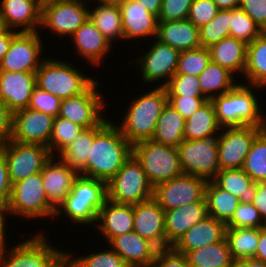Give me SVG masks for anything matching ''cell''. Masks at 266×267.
<instances>
[{"label":"cell","mask_w":266,"mask_h":267,"mask_svg":"<svg viewBox=\"0 0 266 267\" xmlns=\"http://www.w3.org/2000/svg\"><path fill=\"white\" fill-rule=\"evenodd\" d=\"M132 155V145L114 121L105 118L94 127L86 167L80 175L108 183Z\"/></svg>","instance_id":"obj_1"},{"label":"cell","mask_w":266,"mask_h":267,"mask_svg":"<svg viewBox=\"0 0 266 267\" xmlns=\"http://www.w3.org/2000/svg\"><path fill=\"white\" fill-rule=\"evenodd\" d=\"M237 83L231 91L211 100L219 125L266 127V115L261 111L260 100L256 97L257 89L262 87L247 85L244 82L240 84L238 81Z\"/></svg>","instance_id":"obj_2"},{"label":"cell","mask_w":266,"mask_h":267,"mask_svg":"<svg viewBox=\"0 0 266 267\" xmlns=\"http://www.w3.org/2000/svg\"><path fill=\"white\" fill-rule=\"evenodd\" d=\"M153 87V90L133 98L120 120L122 122L116 123L131 145L153 138L158 118L168 103L165 87Z\"/></svg>","instance_id":"obj_3"},{"label":"cell","mask_w":266,"mask_h":267,"mask_svg":"<svg viewBox=\"0 0 266 267\" xmlns=\"http://www.w3.org/2000/svg\"><path fill=\"white\" fill-rule=\"evenodd\" d=\"M106 200V182L79 174L69 195L56 209L55 217L65 214L64 217L79 226L95 227L98 211Z\"/></svg>","instance_id":"obj_4"},{"label":"cell","mask_w":266,"mask_h":267,"mask_svg":"<svg viewBox=\"0 0 266 267\" xmlns=\"http://www.w3.org/2000/svg\"><path fill=\"white\" fill-rule=\"evenodd\" d=\"M44 235L43 231L33 234L11 248L1 245L0 267H65L67 251L52 246Z\"/></svg>","instance_id":"obj_5"},{"label":"cell","mask_w":266,"mask_h":267,"mask_svg":"<svg viewBox=\"0 0 266 267\" xmlns=\"http://www.w3.org/2000/svg\"><path fill=\"white\" fill-rule=\"evenodd\" d=\"M47 57L36 71V86L61 100L84 93L97 80L84 74L67 59Z\"/></svg>","instance_id":"obj_6"},{"label":"cell","mask_w":266,"mask_h":267,"mask_svg":"<svg viewBox=\"0 0 266 267\" xmlns=\"http://www.w3.org/2000/svg\"><path fill=\"white\" fill-rule=\"evenodd\" d=\"M132 155L142 165L153 187L183 174L176 147L143 140L132 145Z\"/></svg>","instance_id":"obj_7"},{"label":"cell","mask_w":266,"mask_h":267,"mask_svg":"<svg viewBox=\"0 0 266 267\" xmlns=\"http://www.w3.org/2000/svg\"><path fill=\"white\" fill-rule=\"evenodd\" d=\"M8 205L11 216L15 218L22 216L23 219L45 220L54 218L56 213V208L50 203L43 188L41 172L12 184Z\"/></svg>","instance_id":"obj_8"},{"label":"cell","mask_w":266,"mask_h":267,"mask_svg":"<svg viewBox=\"0 0 266 267\" xmlns=\"http://www.w3.org/2000/svg\"><path fill=\"white\" fill-rule=\"evenodd\" d=\"M153 193V185L133 155L107 183V199L119 204H138L153 198Z\"/></svg>","instance_id":"obj_9"},{"label":"cell","mask_w":266,"mask_h":267,"mask_svg":"<svg viewBox=\"0 0 266 267\" xmlns=\"http://www.w3.org/2000/svg\"><path fill=\"white\" fill-rule=\"evenodd\" d=\"M218 142L219 133L203 139H184L177 147L183 173L212 181L220 171Z\"/></svg>","instance_id":"obj_10"},{"label":"cell","mask_w":266,"mask_h":267,"mask_svg":"<svg viewBox=\"0 0 266 267\" xmlns=\"http://www.w3.org/2000/svg\"><path fill=\"white\" fill-rule=\"evenodd\" d=\"M89 1L57 0L42 4L41 29L63 39L71 36L89 20Z\"/></svg>","instance_id":"obj_11"},{"label":"cell","mask_w":266,"mask_h":267,"mask_svg":"<svg viewBox=\"0 0 266 267\" xmlns=\"http://www.w3.org/2000/svg\"><path fill=\"white\" fill-rule=\"evenodd\" d=\"M101 80H96L84 93L61 100L58 117H62L81 126L83 129L98 126L107 113L102 114L106 109V100L99 87H102ZM101 85V86H100ZM104 109V110H103Z\"/></svg>","instance_id":"obj_12"},{"label":"cell","mask_w":266,"mask_h":267,"mask_svg":"<svg viewBox=\"0 0 266 267\" xmlns=\"http://www.w3.org/2000/svg\"><path fill=\"white\" fill-rule=\"evenodd\" d=\"M153 41L149 50L140 55L142 57L138 56L134 62L140 67L144 85L160 82L156 87H165L177 71L180 51L156 38H153Z\"/></svg>","instance_id":"obj_13"},{"label":"cell","mask_w":266,"mask_h":267,"mask_svg":"<svg viewBox=\"0 0 266 267\" xmlns=\"http://www.w3.org/2000/svg\"><path fill=\"white\" fill-rule=\"evenodd\" d=\"M41 34L40 31L18 32L0 62V71L36 72L44 61L41 58H45Z\"/></svg>","instance_id":"obj_14"},{"label":"cell","mask_w":266,"mask_h":267,"mask_svg":"<svg viewBox=\"0 0 266 267\" xmlns=\"http://www.w3.org/2000/svg\"><path fill=\"white\" fill-rule=\"evenodd\" d=\"M205 179L182 174L154 187L153 198L164 210H172L184 205L205 200Z\"/></svg>","instance_id":"obj_15"},{"label":"cell","mask_w":266,"mask_h":267,"mask_svg":"<svg viewBox=\"0 0 266 267\" xmlns=\"http://www.w3.org/2000/svg\"><path fill=\"white\" fill-rule=\"evenodd\" d=\"M1 148L6 157L12 184L41 172L44 164L52 156L47 146L19 143L13 140Z\"/></svg>","instance_id":"obj_16"},{"label":"cell","mask_w":266,"mask_h":267,"mask_svg":"<svg viewBox=\"0 0 266 267\" xmlns=\"http://www.w3.org/2000/svg\"><path fill=\"white\" fill-rule=\"evenodd\" d=\"M263 128L266 127H222L218 142L220 170L242 168L253 140Z\"/></svg>","instance_id":"obj_17"},{"label":"cell","mask_w":266,"mask_h":267,"mask_svg":"<svg viewBox=\"0 0 266 267\" xmlns=\"http://www.w3.org/2000/svg\"><path fill=\"white\" fill-rule=\"evenodd\" d=\"M54 117L25 108L13 113V141L49 146Z\"/></svg>","instance_id":"obj_18"},{"label":"cell","mask_w":266,"mask_h":267,"mask_svg":"<svg viewBox=\"0 0 266 267\" xmlns=\"http://www.w3.org/2000/svg\"><path fill=\"white\" fill-rule=\"evenodd\" d=\"M133 217V231L159 250L166 249L165 211L154 198L134 204Z\"/></svg>","instance_id":"obj_19"},{"label":"cell","mask_w":266,"mask_h":267,"mask_svg":"<svg viewBox=\"0 0 266 267\" xmlns=\"http://www.w3.org/2000/svg\"><path fill=\"white\" fill-rule=\"evenodd\" d=\"M41 14L42 4L40 0L0 1V15L9 30L16 32L40 31Z\"/></svg>","instance_id":"obj_20"},{"label":"cell","mask_w":266,"mask_h":267,"mask_svg":"<svg viewBox=\"0 0 266 267\" xmlns=\"http://www.w3.org/2000/svg\"><path fill=\"white\" fill-rule=\"evenodd\" d=\"M41 175L47 198L57 209L69 195L75 178L79 173L75 169L70 168L59 157L51 156L44 164Z\"/></svg>","instance_id":"obj_21"},{"label":"cell","mask_w":266,"mask_h":267,"mask_svg":"<svg viewBox=\"0 0 266 267\" xmlns=\"http://www.w3.org/2000/svg\"><path fill=\"white\" fill-rule=\"evenodd\" d=\"M36 72L0 71V99L14 113L29 106Z\"/></svg>","instance_id":"obj_22"},{"label":"cell","mask_w":266,"mask_h":267,"mask_svg":"<svg viewBox=\"0 0 266 267\" xmlns=\"http://www.w3.org/2000/svg\"><path fill=\"white\" fill-rule=\"evenodd\" d=\"M119 5L124 41L137 38H156L158 18L150 14L137 0H124ZM126 39V40H125Z\"/></svg>","instance_id":"obj_23"},{"label":"cell","mask_w":266,"mask_h":267,"mask_svg":"<svg viewBox=\"0 0 266 267\" xmlns=\"http://www.w3.org/2000/svg\"><path fill=\"white\" fill-rule=\"evenodd\" d=\"M74 44L76 55L82 57L85 61L96 67L106 59L108 53L113 49L112 44L104 37V35L96 28V26L87 20L81 27L71 36Z\"/></svg>","instance_id":"obj_24"},{"label":"cell","mask_w":266,"mask_h":267,"mask_svg":"<svg viewBox=\"0 0 266 267\" xmlns=\"http://www.w3.org/2000/svg\"><path fill=\"white\" fill-rule=\"evenodd\" d=\"M207 216L206 200L165 211L166 249L173 247L187 230Z\"/></svg>","instance_id":"obj_25"},{"label":"cell","mask_w":266,"mask_h":267,"mask_svg":"<svg viewBox=\"0 0 266 267\" xmlns=\"http://www.w3.org/2000/svg\"><path fill=\"white\" fill-rule=\"evenodd\" d=\"M109 242L112 238L133 231V205L119 204L107 199L98 211L95 228Z\"/></svg>","instance_id":"obj_26"},{"label":"cell","mask_w":266,"mask_h":267,"mask_svg":"<svg viewBox=\"0 0 266 267\" xmlns=\"http://www.w3.org/2000/svg\"><path fill=\"white\" fill-rule=\"evenodd\" d=\"M108 244L129 267L154 264L159 250L135 231L114 237Z\"/></svg>","instance_id":"obj_27"},{"label":"cell","mask_w":266,"mask_h":267,"mask_svg":"<svg viewBox=\"0 0 266 267\" xmlns=\"http://www.w3.org/2000/svg\"><path fill=\"white\" fill-rule=\"evenodd\" d=\"M225 233V223L212 216H207L187 230L172 248L176 252L186 255L190 251L222 241Z\"/></svg>","instance_id":"obj_28"},{"label":"cell","mask_w":266,"mask_h":267,"mask_svg":"<svg viewBox=\"0 0 266 267\" xmlns=\"http://www.w3.org/2000/svg\"><path fill=\"white\" fill-rule=\"evenodd\" d=\"M156 39L180 52L201 47L199 28L188 19L158 21Z\"/></svg>","instance_id":"obj_29"},{"label":"cell","mask_w":266,"mask_h":267,"mask_svg":"<svg viewBox=\"0 0 266 267\" xmlns=\"http://www.w3.org/2000/svg\"><path fill=\"white\" fill-rule=\"evenodd\" d=\"M211 62L225 67L234 75L243 76L246 66L247 44L227 36L209 48Z\"/></svg>","instance_id":"obj_30"},{"label":"cell","mask_w":266,"mask_h":267,"mask_svg":"<svg viewBox=\"0 0 266 267\" xmlns=\"http://www.w3.org/2000/svg\"><path fill=\"white\" fill-rule=\"evenodd\" d=\"M95 6L89 7V20L104 35L112 45L113 41L124 40L122 27V17L118 4L94 3ZM92 9V10H91Z\"/></svg>","instance_id":"obj_31"},{"label":"cell","mask_w":266,"mask_h":267,"mask_svg":"<svg viewBox=\"0 0 266 267\" xmlns=\"http://www.w3.org/2000/svg\"><path fill=\"white\" fill-rule=\"evenodd\" d=\"M212 181L238 197L241 203H252L257 191V182L242 168L220 170Z\"/></svg>","instance_id":"obj_32"},{"label":"cell","mask_w":266,"mask_h":267,"mask_svg":"<svg viewBox=\"0 0 266 267\" xmlns=\"http://www.w3.org/2000/svg\"><path fill=\"white\" fill-rule=\"evenodd\" d=\"M243 77L247 85L262 87L261 90L266 88V33L264 31L253 42L247 44Z\"/></svg>","instance_id":"obj_33"},{"label":"cell","mask_w":266,"mask_h":267,"mask_svg":"<svg viewBox=\"0 0 266 267\" xmlns=\"http://www.w3.org/2000/svg\"><path fill=\"white\" fill-rule=\"evenodd\" d=\"M185 119L168 103L160 114L152 140L172 147H178L184 140Z\"/></svg>","instance_id":"obj_34"},{"label":"cell","mask_w":266,"mask_h":267,"mask_svg":"<svg viewBox=\"0 0 266 267\" xmlns=\"http://www.w3.org/2000/svg\"><path fill=\"white\" fill-rule=\"evenodd\" d=\"M236 77L225 67L210 62L198 79L203 95L207 100H212L218 95L231 91L237 85Z\"/></svg>","instance_id":"obj_35"},{"label":"cell","mask_w":266,"mask_h":267,"mask_svg":"<svg viewBox=\"0 0 266 267\" xmlns=\"http://www.w3.org/2000/svg\"><path fill=\"white\" fill-rule=\"evenodd\" d=\"M221 128L217 121L214 105L211 100H208L185 121L184 139H203L220 133Z\"/></svg>","instance_id":"obj_36"},{"label":"cell","mask_w":266,"mask_h":267,"mask_svg":"<svg viewBox=\"0 0 266 267\" xmlns=\"http://www.w3.org/2000/svg\"><path fill=\"white\" fill-rule=\"evenodd\" d=\"M185 256L190 267H234L235 264L226 238L190 251Z\"/></svg>","instance_id":"obj_37"},{"label":"cell","mask_w":266,"mask_h":267,"mask_svg":"<svg viewBox=\"0 0 266 267\" xmlns=\"http://www.w3.org/2000/svg\"><path fill=\"white\" fill-rule=\"evenodd\" d=\"M205 200L209 216L225 224L231 220L240 203L238 197L218 187L213 181L207 182Z\"/></svg>","instance_id":"obj_38"},{"label":"cell","mask_w":266,"mask_h":267,"mask_svg":"<svg viewBox=\"0 0 266 267\" xmlns=\"http://www.w3.org/2000/svg\"><path fill=\"white\" fill-rule=\"evenodd\" d=\"M261 228H226L225 238L233 260L254 258Z\"/></svg>","instance_id":"obj_39"},{"label":"cell","mask_w":266,"mask_h":267,"mask_svg":"<svg viewBox=\"0 0 266 267\" xmlns=\"http://www.w3.org/2000/svg\"><path fill=\"white\" fill-rule=\"evenodd\" d=\"M94 138V128H88L65 147L58 155L70 168L80 173L87 164V158Z\"/></svg>","instance_id":"obj_40"},{"label":"cell","mask_w":266,"mask_h":267,"mask_svg":"<svg viewBox=\"0 0 266 267\" xmlns=\"http://www.w3.org/2000/svg\"><path fill=\"white\" fill-rule=\"evenodd\" d=\"M242 169L254 182L266 181V128L253 140Z\"/></svg>","instance_id":"obj_41"},{"label":"cell","mask_w":266,"mask_h":267,"mask_svg":"<svg viewBox=\"0 0 266 267\" xmlns=\"http://www.w3.org/2000/svg\"><path fill=\"white\" fill-rule=\"evenodd\" d=\"M97 250L95 253L72 257V252H67L66 265L68 267H129L125 261L111 248Z\"/></svg>","instance_id":"obj_42"},{"label":"cell","mask_w":266,"mask_h":267,"mask_svg":"<svg viewBox=\"0 0 266 267\" xmlns=\"http://www.w3.org/2000/svg\"><path fill=\"white\" fill-rule=\"evenodd\" d=\"M84 129L62 117H56L53 121L52 133L48 149L52 156L58 155L69 143H71Z\"/></svg>","instance_id":"obj_43"},{"label":"cell","mask_w":266,"mask_h":267,"mask_svg":"<svg viewBox=\"0 0 266 267\" xmlns=\"http://www.w3.org/2000/svg\"><path fill=\"white\" fill-rule=\"evenodd\" d=\"M230 36V10L220 9L211 22L199 28L201 46L209 48L221 39Z\"/></svg>","instance_id":"obj_44"},{"label":"cell","mask_w":266,"mask_h":267,"mask_svg":"<svg viewBox=\"0 0 266 267\" xmlns=\"http://www.w3.org/2000/svg\"><path fill=\"white\" fill-rule=\"evenodd\" d=\"M263 31L242 9L230 10V36L246 44L253 42Z\"/></svg>","instance_id":"obj_45"},{"label":"cell","mask_w":266,"mask_h":267,"mask_svg":"<svg viewBox=\"0 0 266 267\" xmlns=\"http://www.w3.org/2000/svg\"><path fill=\"white\" fill-rule=\"evenodd\" d=\"M210 62L209 49L203 46L181 51L175 74L194 75L198 77Z\"/></svg>","instance_id":"obj_46"},{"label":"cell","mask_w":266,"mask_h":267,"mask_svg":"<svg viewBox=\"0 0 266 267\" xmlns=\"http://www.w3.org/2000/svg\"><path fill=\"white\" fill-rule=\"evenodd\" d=\"M266 222L252 203H239L226 228H263Z\"/></svg>","instance_id":"obj_47"},{"label":"cell","mask_w":266,"mask_h":267,"mask_svg":"<svg viewBox=\"0 0 266 267\" xmlns=\"http://www.w3.org/2000/svg\"><path fill=\"white\" fill-rule=\"evenodd\" d=\"M168 96L205 97L197 76L175 74L165 86Z\"/></svg>","instance_id":"obj_48"},{"label":"cell","mask_w":266,"mask_h":267,"mask_svg":"<svg viewBox=\"0 0 266 267\" xmlns=\"http://www.w3.org/2000/svg\"><path fill=\"white\" fill-rule=\"evenodd\" d=\"M61 99L35 86L28 108L41 111L56 118L60 111Z\"/></svg>","instance_id":"obj_49"},{"label":"cell","mask_w":266,"mask_h":267,"mask_svg":"<svg viewBox=\"0 0 266 267\" xmlns=\"http://www.w3.org/2000/svg\"><path fill=\"white\" fill-rule=\"evenodd\" d=\"M219 10L213 0H193L187 19L200 28L211 22Z\"/></svg>","instance_id":"obj_50"},{"label":"cell","mask_w":266,"mask_h":267,"mask_svg":"<svg viewBox=\"0 0 266 267\" xmlns=\"http://www.w3.org/2000/svg\"><path fill=\"white\" fill-rule=\"evenodd\" d=\"M193 0H162L158 21L187 19Z\"/></svg>","instance_id":"obj_51"},{"label":"cell","mask_w":266,"mask_h":267,"mask_svg":"<svg viewBox=\"0 0 266 267\" xmlns=\"http://www.w3.org/2000/svg\"><path fill=\"white\" fill-rule=\"evenodd\" d=\"M207 101L205 97L168 96V104L183 116L185 120L189 119Z\"/></svg>","instance_id":"obj_52"},{"label":"cell","mask_w":266,"mask_h":267,"mask_svg":"<svg viewBox=\"0 0 266 267\" xmlns=\"http://www.w3.org/2000/svg\"><path fill=\"white\" fill-rule=\"evenodd\" d=\"M239 8L246 12L262 31L266 30V0H240Z\"/></svg>","instance_id":"obj_53"},{"label":"cell","mask_w":266,"mask_h":267,"mask_svg":"<svg viewBox=\"0 0 266 267\" xmlns=\"http://www.w3.org/2000/svg\"><path fill=\"white\" fill-rule=\"evenodd\" d=\"M154 265L156 267H190L186 256L176 252L172 247L158 250Z\"/></svg>","instance_id":"obj_54"},{"label":"cell","mask_w":266,"mask_h":267,"mask_svg":"<svg viewBox=\"0 0 266 267\" xmlns=\"http://www.w3.org/2000/svg\"><path fill=\"white\" fill-rule=\"evenodd\" d=\"M13 112L0 99V147L12 139Z\"/></svg>","instance_id":"obj_55"},{"label":"cell","mask_w":266,"mask_h":267,"mask_svg":"<svg viewBox=\"0 0 266 267\" xmlns=\"http://www.w3.org/2000/svg\"><path fill=\"white\" fill-rule=\"evenodd\" d=\"M12 183L10 181L8 166L3 149L0 147V200L8 202L11 195Z\"/></svg>","instance_id":"obj_56"},{"label":"cell","mask_w":266,"mask_h":267,"mask_svg":"<svg viewBox=\"0 0 266 267\" xmlns=\"http://www.w3.org/2000/svg\"><path fill=\"white\" fill-rule=\"evenodd\" d=\"M252 204L258 209L266 222V181L257 182V191Z\"/></svg>","instance_id":"obj_57"},{"label":"cell","mask_w":266,"mask_h":267,"mask_svg":"<svg viewBox=\"0 0 266 267\" xmlns=\"http://www.w3.org/2000/svg\"><path fill=\"white\" fill-rule=\"evenodd\" d=\"M7 216H11L8 202H3L0 200V245L8 244L7 235H6L7 234L6 229L8 225L6 223H9V221H6V220L9 219V217Z\"/></svg>","instance_id":"obj_58"},{"label":"cell","mask_w":266,"mask_h":267,"mask_svg":"<svg viewBox=\"0 0 266 267\" xmlns=\"http://www.w3.org/2000/svg\"><path fill=\"white\" fill-rule=\"evenodd\" d=\"M254 258L266 263V226L261 228L259 232V240Z\"/></svg>","instance_id":"obj_59"},{"label":"cell","mask_w":266,"mask_h":267,"mask_svg":"<svg viewBox=\"0 0 266 267\" xmlns=\"http://www.w3.org/2000/svg\"><path fill=\"white\" fill-rule=\"evenodd\" d=\"M18 32L7 29L3 34L0 35V62L2 61V58L7 53L10 42L12 38L17 34Z\"/></svg>","instance_id":"obj_60"},{"label":"cell","mask_w":266,"mask_h":267,"mask_svg":"<svg viewBox=\"0 0 266 267\" xmlns=\"http://www.w3.org/2000/svg\"><path fill=\"white\" fill-rule=\"evenodd\" d=\"M137 1H139V3H141L150 14L155 15L158 18L161 11L162 0H137Z\"/></svg>","instance_id":"obj_61"},{"label":"cell","mask_w":266,"mask_h":267,"mask_svg":"<svg viewBox=\"0 0 266 267\" xmlns=\"http://www.w3.org/2000/svg\"><path fill=\"white\" fill-rule=\"evenodd\" d=\"M234 267H266V263L255 258H246L236 261Z\"/></svg>","instance_id":"obj_62"},{"label":"cell","mask_w":266,"mask_h":267,"mask_svg":"<svg viewBox=\"0 0 266 267\" xmlns=\"http://www.w3.org/2000/svg\"><path fill=\"white\" fill-rule=\"evenodd\" d=\"M219 9H236L239 8L240 0H213Z\"/></svg>","instance_id":"obj_63"},{"label":"cell","mask_w":266,"mask_h":267,"mask_svg":"<svg viewBox=\"0 0 266 267\" xmlns=\"http://www.w3.org/2000/svg\"><path fill=\"white\" fill-rule=\"evenodd\" d=\"M94 2H101V3H111V4H120L124 0H93Z\"/></svg>","instance_id":"obj_64"},{"label":"cell","mask_w":266,"mask_h":267,"mask_svg":"<svg viewBox=\"0 0 266 267\" xmlns=\"http://www.w3.org/2000/svg\"><path fill=\"white\" fill-rule=\"evenodd\" d=\"M8 28L5 25L3 18L0 15V35L3 34Z\"/></svg>","instance_id":"obj_65"},{"label":"cell","mask_w":266,"mask_h":267,"mask_svg":"<svg viewBox=\"0 0 266 267\" xmlns=\"http://www.w3.org/2000/svg\"><path fill=\"white\" fill-rule=\"evenodd\" d=\"M131 267H156L154 264L151 265H141V266H131Z\"/></svg>","instance_id":"obj_66"},{"label":"cell","mask_w":266,"mask_h":267,"mask_svg":"<svg viewBox=\"0 0 266 267\" xmlns=\"http://www.w3.org/2000/svg\"><path fill=\"white\" fill-rule=\"evenodd\" d=\"M51 1H57V0H40L41 4H45Z\"/></svg>","instance_id":"obj_67"}]
</instances>
